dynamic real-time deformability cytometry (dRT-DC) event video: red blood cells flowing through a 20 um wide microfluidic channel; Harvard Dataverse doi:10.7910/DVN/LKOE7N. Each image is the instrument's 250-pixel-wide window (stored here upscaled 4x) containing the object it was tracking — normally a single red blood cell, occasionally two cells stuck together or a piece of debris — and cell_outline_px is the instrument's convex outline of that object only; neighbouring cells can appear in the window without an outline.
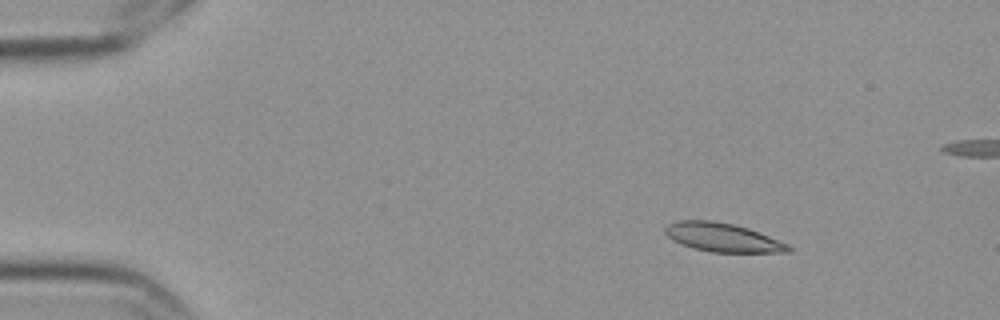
{"species": "Egyptian fruit bat (a non-hibernating species)", "species_latin": "Rousettus aegyptiacus", "temperature_condition": "cold", "stored_images_in_passage": 4, "segment_of_instrument_passage": [2, 2], "camera_frame_rate_fps": 3000, "um_per_image_px": 0.085, "frame": {"image": 1, "passage_image": 4, "time_ms": 1.0, "image_size_px": [1000, 320], "cell_outline_px": [[792, 252], [712, 252], [692, 248], [680, 244], [672, 240], [664, 232], [664, 228], [668, 224], [680, 220], [712, 220], [732, 224], [748, 228], [788, 244], [792, 248]], "centroid_in_image_um": [61.39, 20.18], "position_along_channel_um": 23.6, "area_um2": 20.58}}